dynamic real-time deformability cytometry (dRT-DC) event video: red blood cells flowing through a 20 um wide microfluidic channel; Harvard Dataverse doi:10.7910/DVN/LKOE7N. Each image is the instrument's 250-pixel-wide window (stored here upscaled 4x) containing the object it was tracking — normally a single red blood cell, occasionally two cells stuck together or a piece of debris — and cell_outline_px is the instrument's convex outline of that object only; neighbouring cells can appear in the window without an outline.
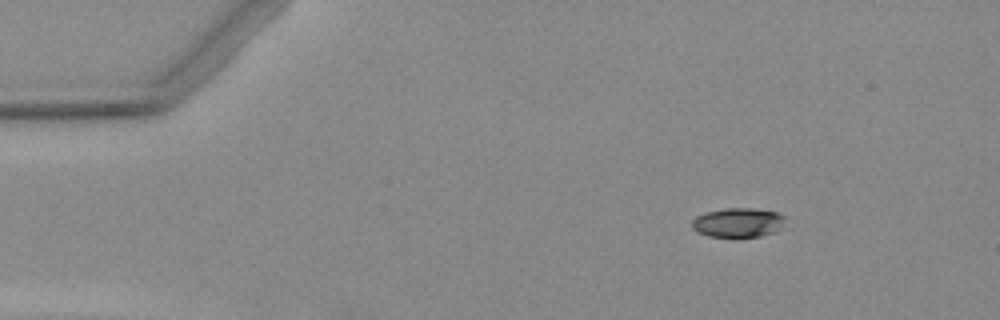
{"species": "Egyptian fruit bat (a non-hibernating species)", "species_latin": "Rousettus aegyptiacus", "temperature_condition": "warm", "stored_images_in_passage": 4, "camera_frame_rate_fps": 3000, "um_per_image_px": 0.085, "animal": {"sex": "female"}, "frame": {"image": 1, "passage_image": 2, "time_ms": 1.333, "image_size_px": [1000, 320], "cell_outline_px": [[784, 220], [776, 232], [760, 236], [708, 236], [696, 232], [692, 228], [692, 220], [696, 216], [704, 212], [724, 208], [752, 208], [776, 212], [784, 216]], "centroid_in_image_um": [62.68, 18.9], "position_along_channel_um": 22.3, "area_um2": 15.84}}